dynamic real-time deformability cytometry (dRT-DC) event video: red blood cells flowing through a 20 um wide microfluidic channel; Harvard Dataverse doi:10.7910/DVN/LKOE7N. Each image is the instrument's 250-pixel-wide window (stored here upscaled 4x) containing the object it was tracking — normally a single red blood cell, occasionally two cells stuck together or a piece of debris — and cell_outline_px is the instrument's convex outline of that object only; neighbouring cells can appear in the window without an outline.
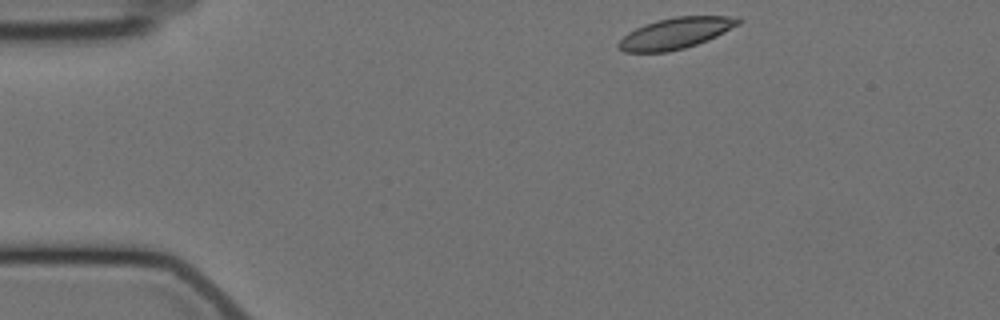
{"species": "Egyptian fruit bat (a non-hibernating species)", "species_latin": "Rousettus aegyptiacus", "temperature_condition": "cold", "stored_images_in_passage": 13, "camera_frame_rate_fps": 3000, "um_per_image_px": 0.085, "animal": {"sex": "female"}, "frame": {"image": 1, "passage_image": 1, "time_ms": 0.0, "image_size_px": [1000, 320], "cell_outline_px": [[740, 24], [708, 40], [684, 48], [668, 52], [624, 52], [616, 44], [628, 32], [644, 24], [656, 20], [676, 16], [740, 16]], "centroid_in_image_um": [57.43, 2.81], "position_along_channel_um": 27.6, "area_um2": 21.68}}
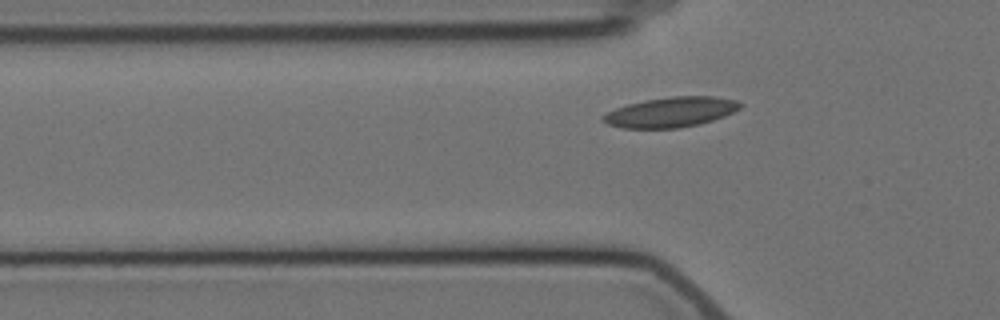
{"frame": {"image": 2, "passage_image": 10, "time_ms": 3.0, "image_size_px": [1000, 320], "cell_outline_px": [[744, 104], [740, 108], [724, 116], [700, 124], [676, 128], [624, 128], [608, 124], [600, 120], [600, 116], [616, 108], [628, 104], [644, 100], [672, 96], [716, 96], [736, 100]], "centroid_in_image_um": [57.02, 9.52], "position_along_channel_um": 68.8, "area_um2": 24.04}}